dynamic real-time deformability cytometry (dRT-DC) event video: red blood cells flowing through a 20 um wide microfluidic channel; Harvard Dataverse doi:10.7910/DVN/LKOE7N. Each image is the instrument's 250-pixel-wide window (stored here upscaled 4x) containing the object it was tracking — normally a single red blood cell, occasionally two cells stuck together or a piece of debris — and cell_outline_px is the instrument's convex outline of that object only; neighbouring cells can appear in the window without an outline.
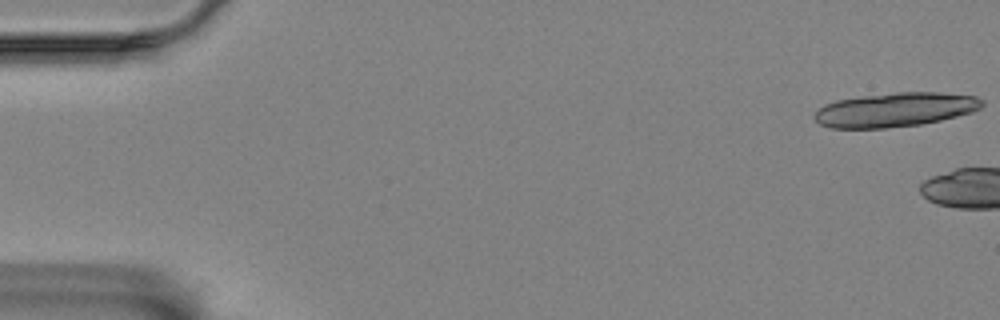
{"species": "Egyptian fruit bat (a non-hibernating species)", "species_latin": "Rousettus aegyptiacus", "temperature_condition": "room temperature", "stored_images_in_passage": 5, "camera_frame_rate_fps": 3000, "um_per_image_px": 0.085, "animal": {"sex": "female"}, "frame": {"image": 1, "passage_image": 1, "time_ms": 0.0, "image_size_px": [1000, 320], "cell_outline_px": [[984, 104], [980, 108], [972, 112], [940, 120], [920, 124], [888, 128], [832, 128], [820, 124], [812, 116], [824, 104], [836, 100], [860, 96], [896, 92], [940, 92], [976, 96], [984, 100]], "centroid_in_image_um": [76.09, 9.32], "position_along_channel_um": 8.9, "area_um2": 33.47}}